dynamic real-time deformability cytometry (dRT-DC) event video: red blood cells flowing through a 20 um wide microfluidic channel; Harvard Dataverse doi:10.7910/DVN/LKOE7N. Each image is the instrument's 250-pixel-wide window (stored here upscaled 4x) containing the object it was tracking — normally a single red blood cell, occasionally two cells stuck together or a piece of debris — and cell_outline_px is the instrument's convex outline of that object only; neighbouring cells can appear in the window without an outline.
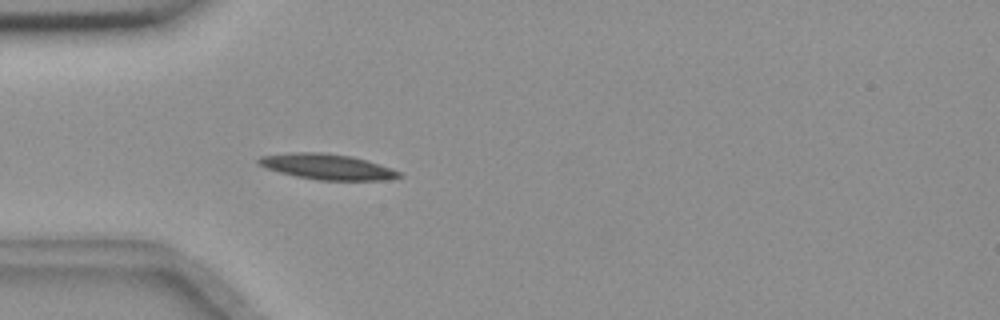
{"species": "common noctule bat (a hibernating species)", "species_latin": "Nyctalus noctula", "temperature_condition": "room temperature", "stored_images_in_passage": 19, "camera_frame_rate_fps": 3000, "um_per_image_px": 0.085, "animal": {"sex": "female", "body_mass_g": 18.4}, "frame": {"image": 1, "passage_image": 5, "time_ms": 1.333, "image_size_px": [1000, 320], "cell_outline_px": [[404, 176], [384, 180], [316, 180], [296, 176], [264, 168], [256, 164], [256, 160], [260, 156], [296, 152], [320, 152], [352, 156], [392, 168], [400, 172]], "centroid_in_image_um": [27.78, 14.17], "position_along_channel_um": 57.2, "area_um2": 20.98}}
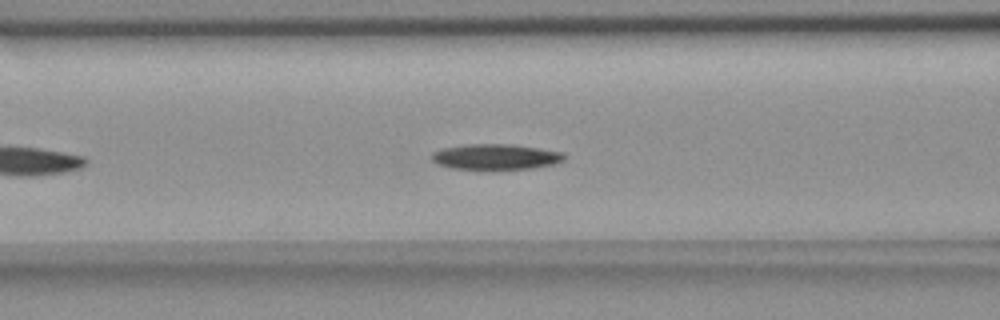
{"frame": {"image": 2, "passage_image": 11, "time_ms": 3.333, "image_size_px": [1000, 320], "cell_outline_px": [[564, 160], [552, 164], [532, 168], [452, 168], [436, 164], [432, 160], [432, 152], [444, 148], [464, 144], [512, 144], [540, 148], [564, 152]], "centroid_in_image_um": [42.13, 13.3], "position_along_channel_um": 124.5, "area_um2": 19.42}}
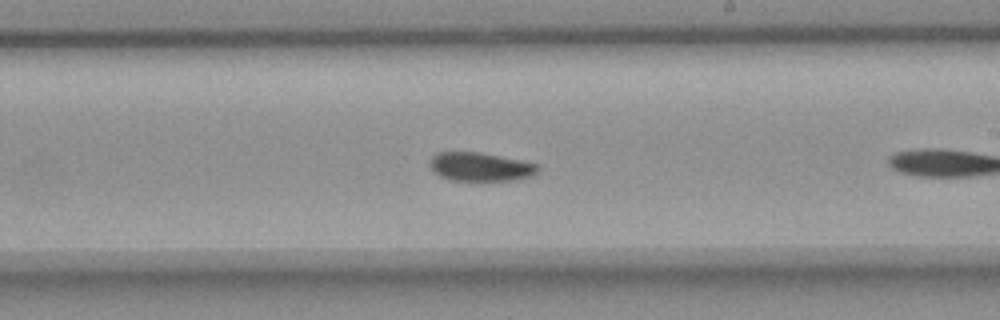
{"frame": {"image": 3, "passage_image": 18, "time_ms": 5.667, "image_size_px": [1000, 320], "cell_outline_px": [[540, 168], [536, 176], [512, 180], [448, 180], [432, 172], [428, 164], [428, 160], [436, 152], [480, 152], [540, 164]], "centroid_in_image_um": [40.82, 14.17], "position_along_channel_um": 248.2, "area_um2": 18.44}}